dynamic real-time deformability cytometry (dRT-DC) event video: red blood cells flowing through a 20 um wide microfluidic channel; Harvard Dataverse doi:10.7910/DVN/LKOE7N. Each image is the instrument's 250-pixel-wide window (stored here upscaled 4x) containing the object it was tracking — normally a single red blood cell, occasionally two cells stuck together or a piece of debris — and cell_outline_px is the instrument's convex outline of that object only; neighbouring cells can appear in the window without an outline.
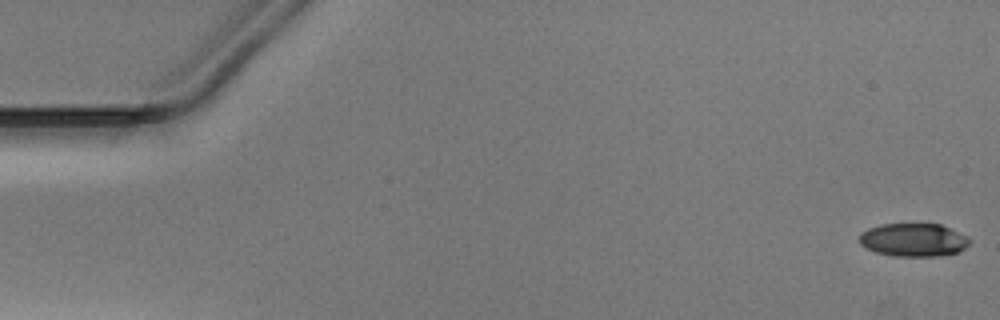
{"species": "Egyptian fruit bat (a non-hibernating species)", "species_latin": "Rousettus aegyptiacus", "temperature_condition": "warm", "stored_images_in_passage": 51, "camera_frame_rate_fps": 3000, "um_per_image_px": 0.085, "animal": {"sex": "male"}, "frame": {"image": 1, "passage_image": 1, "time_ms": 0.0, "image_size_px": [1000, 320], "cell_outline_px": [[972, 240], [960, 252], [940, 256], [892, 256], [876, 252], [864, 248], [860, 244], [860, 232], [868, 228], [880, 224], [940, 224], [968, 236]], "centroid_in_image_um": [77.64, 20.39], "position_along_channel_um": 7.4, "area_um2": 21.56}}
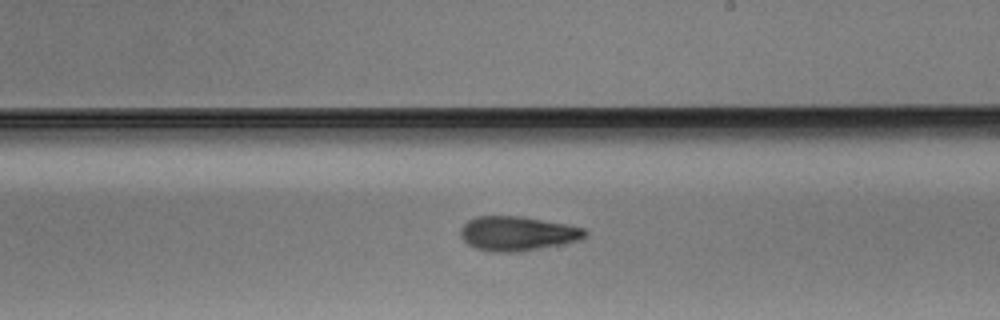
{"frame": {"image": 2, "passage_image": 30, "time_ms": 9.667, "image_size_px": [1000, 320], "cell_outline_px": [[588, 232], [580, 240], [520, 252], [488, 252], [476, 248], [468, 244], [460, 236], [460, 228], [468, 220], [476, 216], [524, 216], [568, 224], [584, 228]], "centroid_in_image_um": [43.96, 19.84], "position_along_channel_um": 245.0, "area_um2": 25.14}}
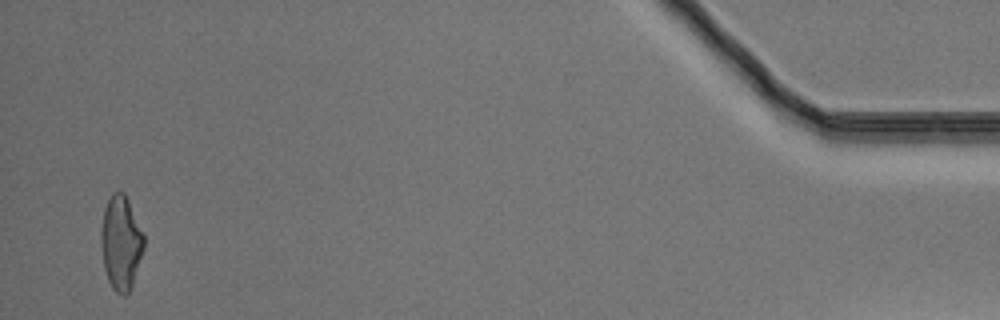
{"frame": {"image": 3, "passage_image": 50, "time_ms": 16.333, "image_size_px": [1000, 320], "cell_outline_px": [[144, 248], [132, 284], [128, 292], [124, 296], [116, 292], [112, 288], [108, 280], [104, 268], [100, 244], [100, 228], [104, 208], [112, 192], [124, 192], [128, 200], [144, 236]], "centroid_in_image_um": [10.25, 20.63], "position_along_channel_um": 425.0, "area_um2": 23.41}}